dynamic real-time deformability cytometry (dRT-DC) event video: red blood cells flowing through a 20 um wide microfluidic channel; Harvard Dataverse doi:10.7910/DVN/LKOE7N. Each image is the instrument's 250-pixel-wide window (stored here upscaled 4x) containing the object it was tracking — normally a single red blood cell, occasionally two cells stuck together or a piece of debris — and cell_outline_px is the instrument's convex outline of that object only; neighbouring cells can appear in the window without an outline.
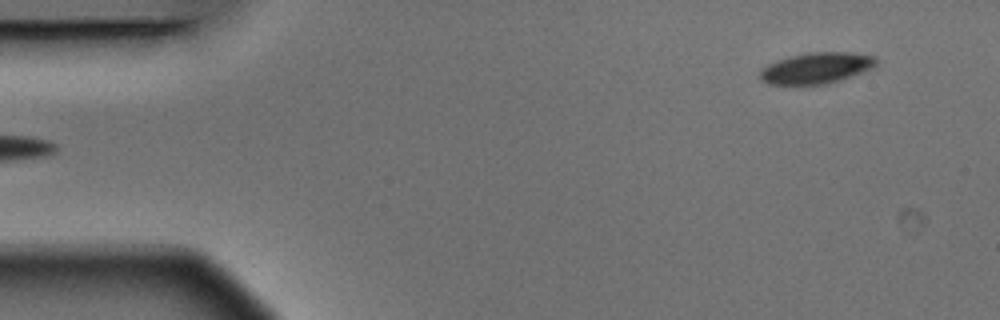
{"species": "Egyptian fruit bat (a non-hibernating species)", "species_latin": "Rousettus aegyptiacus", "temperature_condition": "warm", "stored_images_in_passage": 6, "segment_of_instrument_passage": [2, 2], "camera_frame_rate_fps": 3000, "um_per_image_px": 0.085, "animal": {"sex": "male"}, "frame": {"image": 1, "passage_image": 6, "time_ms": 1.667, "image_size_px": [1000, 320], "cell_outline_px": [[880, 60], [876, 68], [828, 84], [768, 84], [760, 80], [760, 72], [768, 64], [776, 60], [808, 52], [852, 52], [876, 56]], "centroid_in_image_um": [69.49, 5.77], "position_along_channel_um": 15.5, "area_um2": 21.33}}